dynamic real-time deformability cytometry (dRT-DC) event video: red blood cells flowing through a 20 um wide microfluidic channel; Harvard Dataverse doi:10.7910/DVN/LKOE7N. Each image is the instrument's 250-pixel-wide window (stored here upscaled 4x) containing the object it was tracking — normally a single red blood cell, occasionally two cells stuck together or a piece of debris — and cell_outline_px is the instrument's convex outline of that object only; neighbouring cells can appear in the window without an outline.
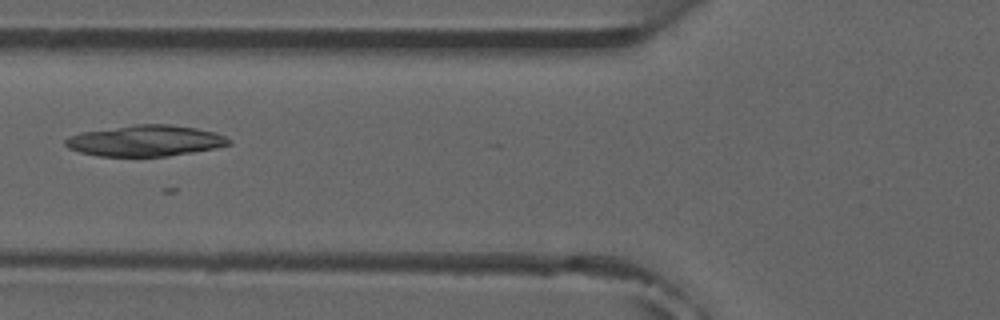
{"species": "common noctule bat (a hibernating species)", "species_latin": "Nyctalus noctula", "temperature_condition": "room temperature", "stored_images_in_passage": 2, "camera_frame_rate_fps": 3000, "um_per_image_px": 0.085, "animal": {"sex": "male", "forearm_length_mm": 52.5}, "frame": {"image": 1, "passage_image": 2, "time_ms": 1.333, "image_size_px": [1000, 320], "cell_outline_px": [[232, 144], [192, 152], [168, 156], [100, 156], [80, 152], [68, 148], [64, 144], [64, 140], [68, 136], [80, 132], [136, 124], [172, 124], [196, 128], [212, 132], [224, 136], [232, 140]], "centroid_in_image_um": [12.32, 11.96], "position_along_channel_um": 113.5, "area_um2": 29.48}}